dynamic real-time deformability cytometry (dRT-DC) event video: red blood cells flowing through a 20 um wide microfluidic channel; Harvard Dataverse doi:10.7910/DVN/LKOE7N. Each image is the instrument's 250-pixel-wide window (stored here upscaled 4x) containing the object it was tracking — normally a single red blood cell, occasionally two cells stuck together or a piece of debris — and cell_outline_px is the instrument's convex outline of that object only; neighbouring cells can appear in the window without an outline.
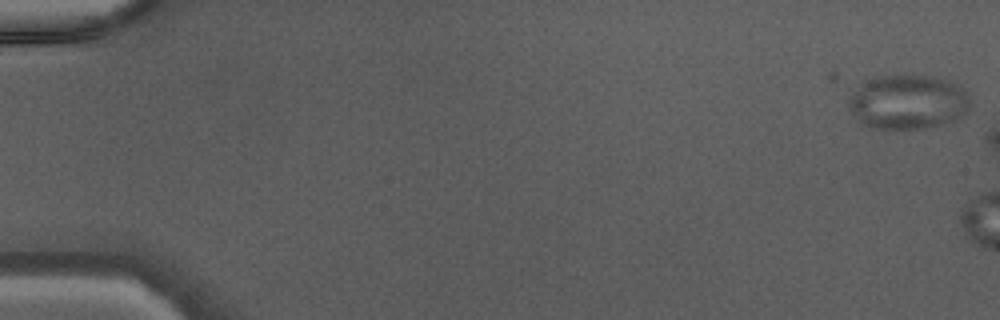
{"species": "Egyptian fruit bat (a non-hibernating species)", "species_latin": "Rousettus aegyptiacus", "temperature_condition": "warm", "stored_images_in_passage": 12, "camera_frame_rate_fps": 3000, "um_per_image_px": 0.085, "animal": {"sex": "male"}, "frame": {"image": 1, "passage_image": 1, "time_ms": 0.0, "image_size_px": [1000, 320], "cell_outline_px": [[968, 112], [960, 120], [924, 128], [872, 128], [860, 124], [852, 112], [848, 104], [848, 100], [852, 92], [864, 80], [880, 76], [932, 76], [948, 80], [964, 88], [968, 92]], "centroid_in_image_um": [77.18, 8.68], "position_along_channel_um": 7.8, "area_um2": 38.78}}